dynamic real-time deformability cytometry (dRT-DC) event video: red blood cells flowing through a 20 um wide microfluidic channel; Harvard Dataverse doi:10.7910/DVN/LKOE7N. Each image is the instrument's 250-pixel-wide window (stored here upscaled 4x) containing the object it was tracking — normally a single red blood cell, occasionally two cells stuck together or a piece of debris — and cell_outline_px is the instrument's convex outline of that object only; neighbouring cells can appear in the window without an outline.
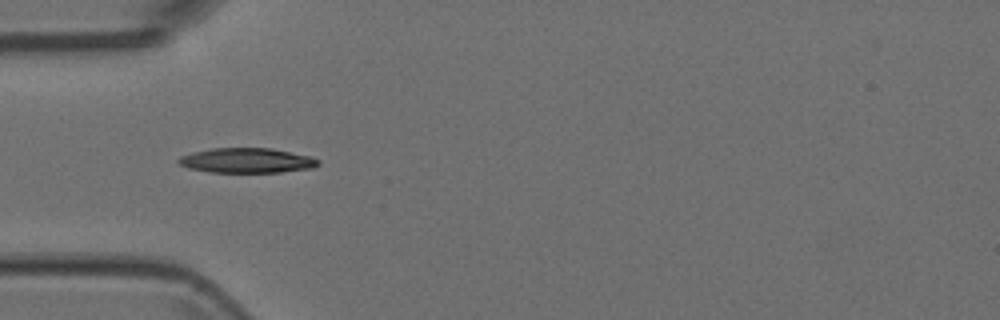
{"species": "Egyptian fruit bat (a non-hibernating species)", "species_latin": "Rousettus aegyptiacus", "temperature_condition": "room temperature", "stored_images_in_passage": 5, "camera_frame_rate_fps": 3000, "um_per_image_px": 0.085, "animal": {"sex": "female"}, "frame": {"image": 1, "passage_image": 4, "time_ms": 1.0, "image_size_px": [1000, 320], "cell_outline_px": [[320, 164], [312, 168], [280, 172], [208, 172], [188, 168], [180, 164], [176, 160], [180, 156], [192, 152], [212, 148], [272, 148], [308, 156], [320, 160]], "centroid_in_image_um": [20.95, 13.64], "position_along_channel_um": 64.0, "area_um2": 20.23}}
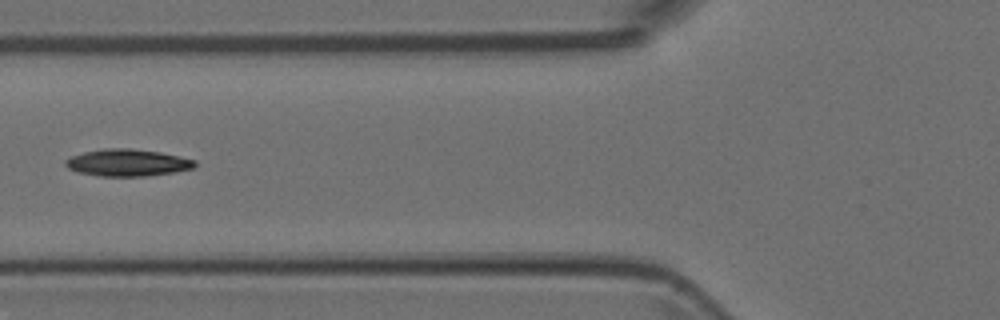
{"frame": {"image": 2, "passage_image": 5, "time_ms": 1.333, "image_size_px": [1000, 320], "cell_outline_px": [[196, 164], [192, 168], [172, 172], [148, 176], [100, 176], [80, 172], [68, 168], [64, 164], [64, 160], [72, 156], [84, 152], [104, 148], [132, 148], [160, 152], [180, 156], [196, 160]], "centroid_in_image_um": [10.83, 13.82], "position_along_channel_um": 115.0, "area_um2": 20.29}}